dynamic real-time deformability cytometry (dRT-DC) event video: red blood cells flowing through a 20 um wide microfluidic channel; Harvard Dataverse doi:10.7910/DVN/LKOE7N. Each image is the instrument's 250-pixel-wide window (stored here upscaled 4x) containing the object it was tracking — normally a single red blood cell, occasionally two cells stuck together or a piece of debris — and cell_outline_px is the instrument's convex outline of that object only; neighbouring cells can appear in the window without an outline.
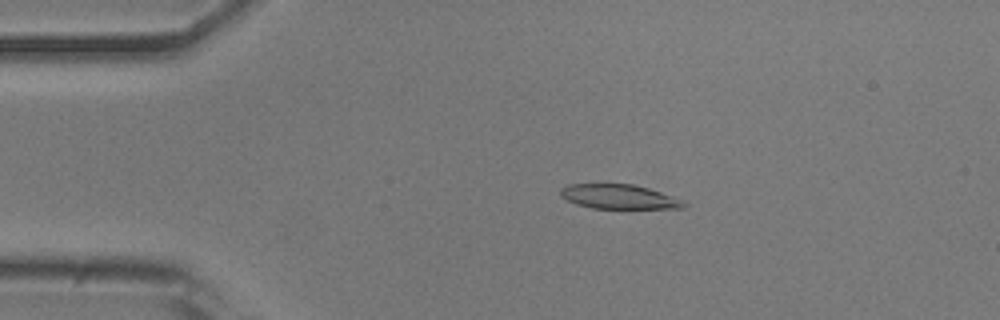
{"species": "common noctule bat (a hibernating species)", "species_latin": "Nyctalus noctula", "temperature_condition": "room temperature", "stored_images_in_passage": 51, "camera_frame_rate_fps": 3000, "um_per_image_px": 0.085, "animal": {"sex": "male", "body_mass_g": 20.5, "forearm_length_mm": 52.5}, "frame": {"image": 1, "passage_image": 9, "time_ms": 2.667, "image_size_px": [1000, 320], "cell_outline_px": [[688, 204], [684, 208], [592, 208], [576, 204], [560, 196], [560, 188], [568, 184], [632, 184], [648, 188], [684, 200]], "centroid_in_image_um": [52.61, 16.72], "position_along_channel_um": 32.4, "area_um2": 17.51}}
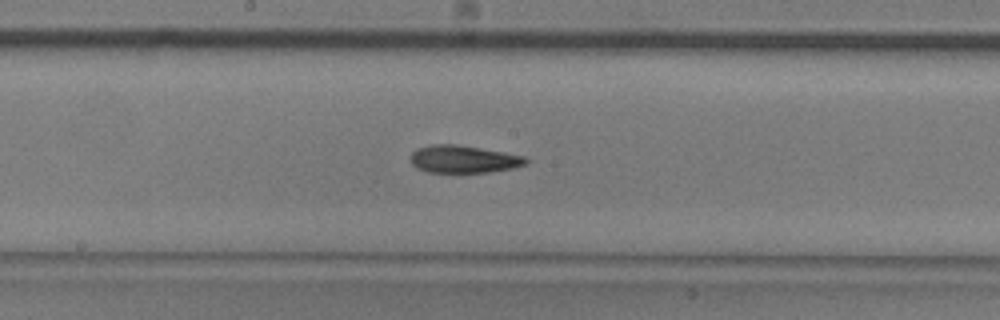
{"frame": {"image": 2, "passage_image": 26, "time_ms": 8.333, "image_size_px": [1000, 320], "cell_outline_px": [[528, 160], [524, 164], [512, 168], [488, 172], [428, 172], [416, 168], [412, 164], [412, 152], [416, 148], [432, 144], [456, 144], [524, 156]], "centroid_in_image_um": [39.35, 13.53], "position_along_channel_um": 208.9, "area_um2": 18.21}}
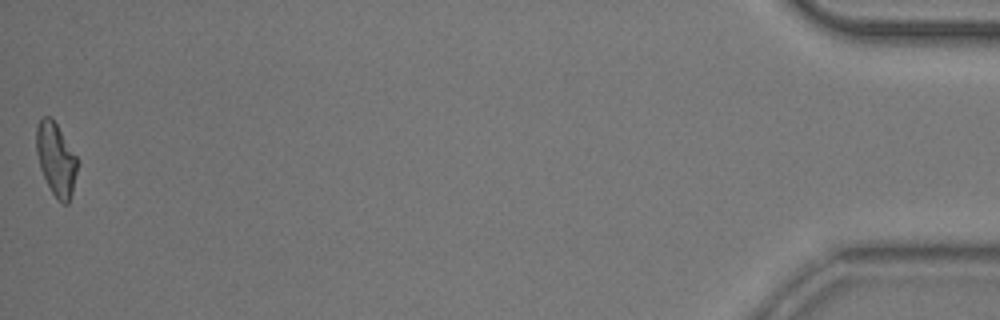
{"frame": {"image": 3, "passage_image": 51, "time_ms": 16.667, "image_size_px": [1000, 320], "cell_outline_px": [[80, 160], [72, 192], [68, 204], [64, 204], [52, 192], [40, 168], [36, 152], [36, 124], [44, 116], [48, 116], [56, 124]], "centroid_in_image_um": [4.78, 13.52], "position_along_channel_um": 430.4, "area_um2": 17.34}, "authors_computed_cell_mechanics": {"area_um2": 18.3226, "velocity_mm_per_s": 3.8474, "shape_relaxation_time_tau1_ms": 7.4528, "shape_relaxation_time_tau2_ms": 5.2369, "deformation_change_tau1": 0.2003, "deformation_change_tau2": 0.1323}}